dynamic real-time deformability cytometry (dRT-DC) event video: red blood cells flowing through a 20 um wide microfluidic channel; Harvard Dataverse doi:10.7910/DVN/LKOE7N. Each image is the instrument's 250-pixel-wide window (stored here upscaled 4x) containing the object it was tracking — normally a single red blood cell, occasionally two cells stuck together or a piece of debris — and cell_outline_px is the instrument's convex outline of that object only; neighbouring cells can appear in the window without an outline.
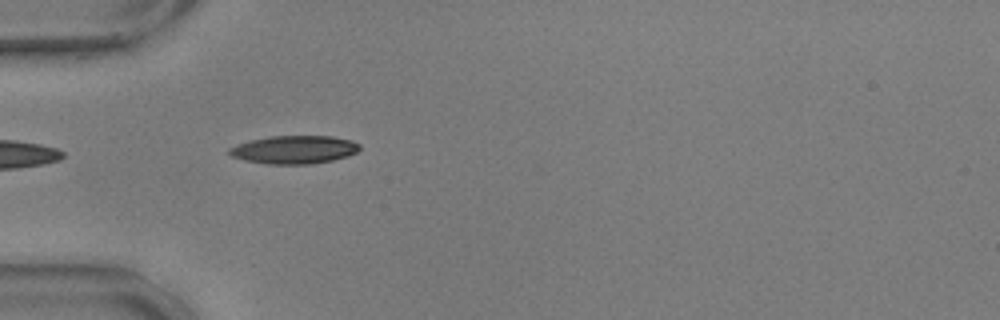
{"species": "common noctule bat (a hibernating species)", "species_latin": "Nyctalus noctula", "temperature_condition": "warm", "stored_images_in_passage": 40, "camera_frame_rate_fps": 3000, "um_per_image_px": 0.085, "animal": {"sex": "male", "body_mass_g": 17.9, "forearm_length_mm": 54.2}, "frame": {"image": 1, "passage_image": 1, "time_ms": 0.0, "image_size_px": [1000, 320], "cell_outline_px": [[360, 148], [356, 152], [348, 156], [332, 160], [312, 164], [268, 164], [244, 160], [232, 156], [228, 152], [228, 148], [236, 144], [252, 140], [272, 136], [332, 136], [352, 140], [360, 144]], "centroid_in_image_um": [25.02, 12.72], "position_along_channel_um": 60.0, "area_um2": 21.39}}
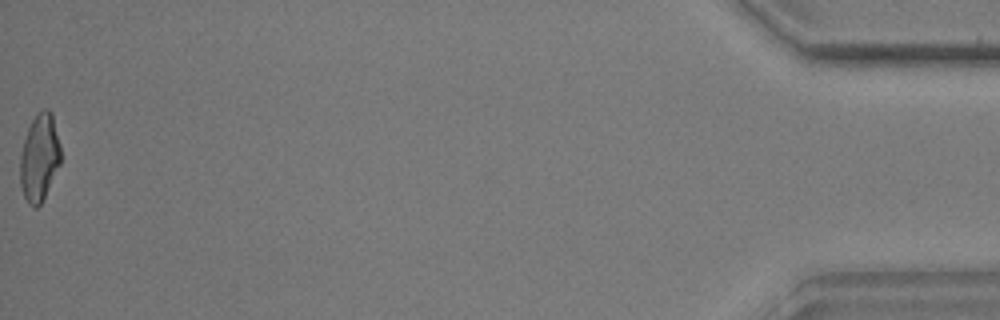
{"frame": {"image": 2, "passage_image": 40, "time_ms": 13.0, "image_size_px": [1000, 320], "cell_outline_px": [[60, 164], [40, 204], [36, 208], [28, 204], [24, 196], [20, 184], [20, 152], [28, 128], [32, 120], [44, 108], [48, 108], [52, 112], [60, 144]], "centroid_in_image_um": [3.34, 13.38], "position_along_channel_um": 431.9, "area_um2": 20.46}, "authors_computed_cell_mechanics": {"area_um2": 20.9525, "velocity_mm_per_s": 3.5897, "shape_relaxation_time_tau1_ms": 4.5407, "shape_relaxation_time_tau2_ms": 2.2292, "deformation_change_tau1": 0.1643, "deformation_change_tau2": 0.0858}}